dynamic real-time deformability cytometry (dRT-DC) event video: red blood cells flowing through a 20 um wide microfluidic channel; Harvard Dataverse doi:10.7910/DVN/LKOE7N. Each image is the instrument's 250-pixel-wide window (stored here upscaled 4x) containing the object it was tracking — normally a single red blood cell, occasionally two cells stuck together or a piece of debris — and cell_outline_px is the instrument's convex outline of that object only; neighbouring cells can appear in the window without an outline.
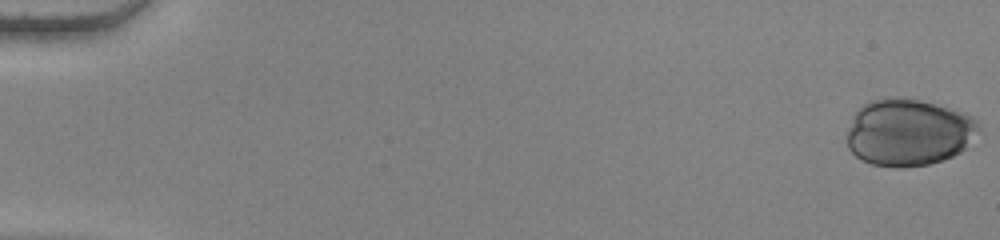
{"species": "human", "species_latin": "Homo sapiens", "temperature_condition": "warm", "stored_images_in_passage": 55, "camera_frame_rate_fps": 3000, "um_per_image_px": 0.085, "donor": {"sex": "female"}, "frame": {"image": 1, "passage_image": 1, "time_ms": 0.0, "image_size_px": [1000, 240], "cell_outline_px": [[984, 132], [960, 152], [944, 160], [928, 164], [904, 168], [896, 168], [872, 164], [860, 160], [848, 148], [844, 140], [852, 116], [864, 104], [872, 100], [916, 100], [956, 108], [972, 116], [980, 124]], "centroid_in_image_um": [77.28, 11.29], "position_along_channel_um": 7.7, "area_um2": 51.96}}
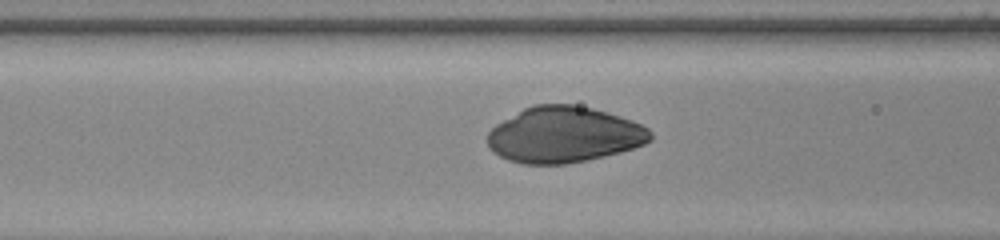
{"frame": {"image": 2, "passage_image": 24, "time_ms": 7.667, "image_size_px": [1000, 240], "cell_outline_px": [[652, 140], [644, 144], [620, 152], [588, 160], [564, 164], [524, 164], [508, 160], [492, 152], [488, 148], [488, 132], [496, 124], [524, 108], [532, 104], [572, 104], [592, 108], [608, 112], [632, 120], [648, 128], [652, 132]], "centroid_in_image_um": [47.93, 11.45], "position_along_channel_um": 118.7, "area_um2": 53.23}}
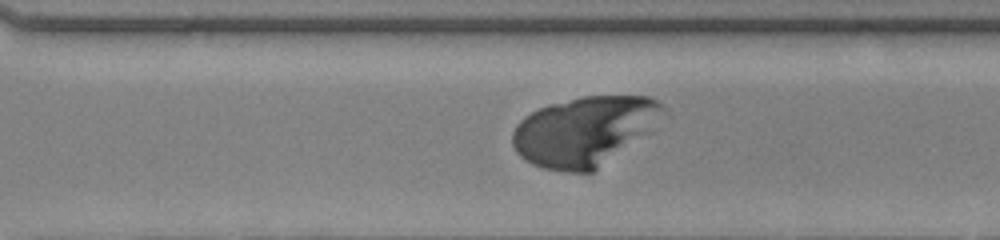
{"frame": {"image": 3, "passage_image": 40, "time_ms": 13.0, "image_size_px": [1000, 240], "cell_outline_px": [[664, 108], [592, 172], [568, 172], [544, 168], [532, 164], [524, 160], [516, 152], [512, 144], [512, 132], [516, 124], [524, 116], [548, 104], [580, 96], [648, 96], [656, 100]], "centroid_in_image_um": [49.39, 11.11], "position_along_channel_um": 321.2, "area_um2": 57.51}}